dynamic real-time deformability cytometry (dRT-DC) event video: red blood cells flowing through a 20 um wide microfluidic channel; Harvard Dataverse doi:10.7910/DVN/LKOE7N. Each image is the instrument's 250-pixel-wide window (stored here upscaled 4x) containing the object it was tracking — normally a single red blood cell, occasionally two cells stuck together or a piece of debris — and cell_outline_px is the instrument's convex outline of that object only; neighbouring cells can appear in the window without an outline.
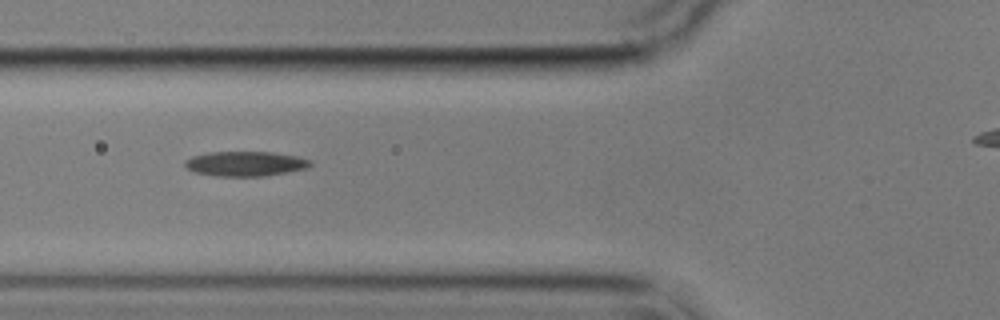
{"species": "common noctule bat (a hibernating species)", "species_latin": "Nyctalus noctula", "temperature_condition": "cold", "stored_images_in_passage": 4, "segment_of_instrument_passage": [1, 2], "camera_frame_rate_fps": 3000, "um_per_image_px": 0.085, "animal": {"sex": "male", "body_mass_g": 17.9}, "frame": {"image": 1, "passage_image": 2, "time_ms": 1.333, "image_size_px": [1000, 320], "cell_outline_px": [[312, 164], [308, 168], [288, 172], [264, 176], [216, 176], [196, 172], [188, 168], [184, 164], [184, 160], [192, 156], [208, 152], [272, 152], [296, 156], [312, 160]], "centroid_in_image_um": [20.88, 13.91], "position_along_channel_um": 104.9, "area_um2": 18.15}}
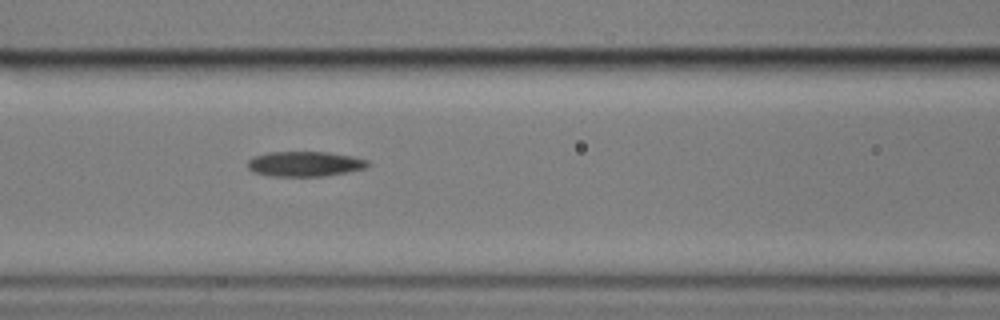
{"frame": {"image": 2, "passage_image": 3, "time_ms": 2.333, "image_size_px": [1000, 320], "cell_outline_px": [[368, 168], [324, 176], [272, 176], [252, 172], [248, 168], [248, 160], [252, 156], [268, 152], [328, 152], [352, 156], [368, 160]], "centroid_in_image_um": [25.89, 13.93], "position_along_channel_um": 140.7, "area_um2": 17.63}}